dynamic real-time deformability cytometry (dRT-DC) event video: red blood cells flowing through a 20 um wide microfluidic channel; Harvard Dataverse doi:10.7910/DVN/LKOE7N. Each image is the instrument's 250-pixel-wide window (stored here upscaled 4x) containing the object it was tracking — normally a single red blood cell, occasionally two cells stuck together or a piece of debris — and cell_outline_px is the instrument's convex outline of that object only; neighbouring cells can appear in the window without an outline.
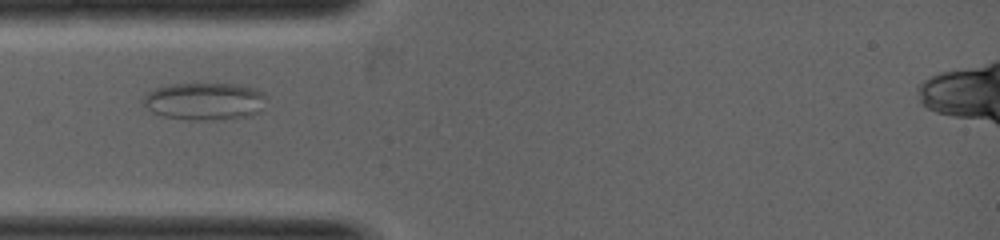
{"species": "common noctule bat (a hibernating species)", "species_latin": "Nyctalus noctula", "temperature_condition": "warm", "stored_images_in_passage": 7, "camera_frame_rate_fps": 5000, "um_per_image_px": 0.085, "animal": {"sex": "female", "body_mass_g": 19.0, "forearm_length_mm": 53.3}, "frame": {"image": 1, "passage_image": 6, "time_ms": 1.6, "image_size_px": [1000, 240], "cell_outline_px": [[268, 96], [260, 112], [252, 116], [224, 120], [188, 120], [164, 116], [152, 112], [140, 100], [148, 92], [156, 88], [168, 84], [232, 84], [256, 88], [264, 92]], "centroid_in_image_um": [17.44, 8.62], "position_along_channel_um": 67.6, "area_um2": 27.34}}
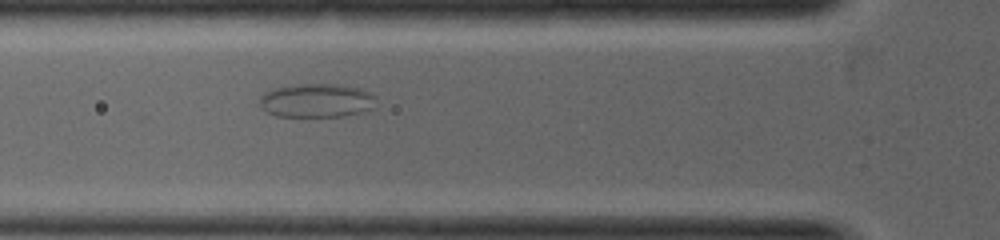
{"frame": {"image": 2, "passage_image": 7, "time_ms": 2.0, "image_size_px": [1000, 240], "cell_outline_px": [[376, 108], [344, 116], [276, 116], [260, 108], [260, 96], [264, 92], [276, 88], [304, 84], [332, 84], [360, 88], [376, 96]], "centroid_in_image_um": [26.94, 8.55], "position_along_channel_um": 98.9, "area_um2": 22.89}}